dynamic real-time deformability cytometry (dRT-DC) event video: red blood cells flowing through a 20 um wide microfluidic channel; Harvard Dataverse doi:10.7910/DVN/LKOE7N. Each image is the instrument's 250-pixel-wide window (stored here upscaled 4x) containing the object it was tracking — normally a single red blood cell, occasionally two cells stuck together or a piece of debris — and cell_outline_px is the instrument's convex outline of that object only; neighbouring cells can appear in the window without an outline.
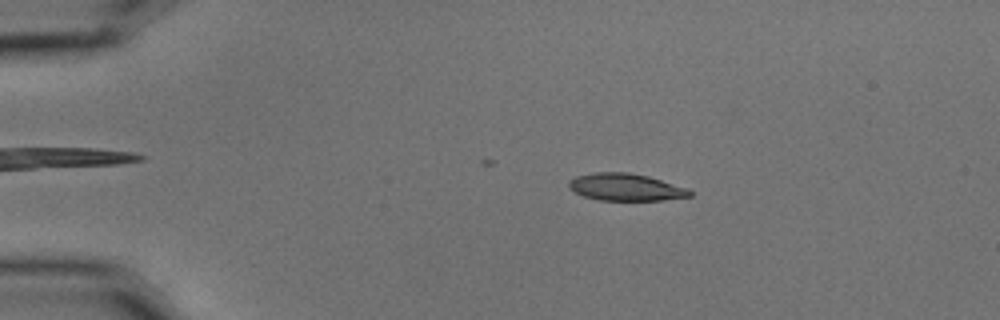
{"species": "common noctule bat (a hibernating species)", "species_latin": "Nyctalus noctula", "temperature_condition": "cold", "stored_images_in_passage": 4, "camera_frame_rate_fps": 3000, "um_per_image_px": 0.085, "animal": {"sex": "male", "body_mass_g": 15.6}, "frame": {"image": 1, "passage_image": 3, "time_ms": 0.667, "image_size_px": [1000, 320], "cell_outline_px": [[692, 196], [664, 200], [600, 200], [584, 196], [568, 188], [568, 180], [576, 176], [596, 172], [628, 172], [648, 176], [688, 188], [692, 192]], "centroid_in_image_um": [53.18, 15.9], "position_along_channel_um": 31.8, "area_um2": 19.19}}